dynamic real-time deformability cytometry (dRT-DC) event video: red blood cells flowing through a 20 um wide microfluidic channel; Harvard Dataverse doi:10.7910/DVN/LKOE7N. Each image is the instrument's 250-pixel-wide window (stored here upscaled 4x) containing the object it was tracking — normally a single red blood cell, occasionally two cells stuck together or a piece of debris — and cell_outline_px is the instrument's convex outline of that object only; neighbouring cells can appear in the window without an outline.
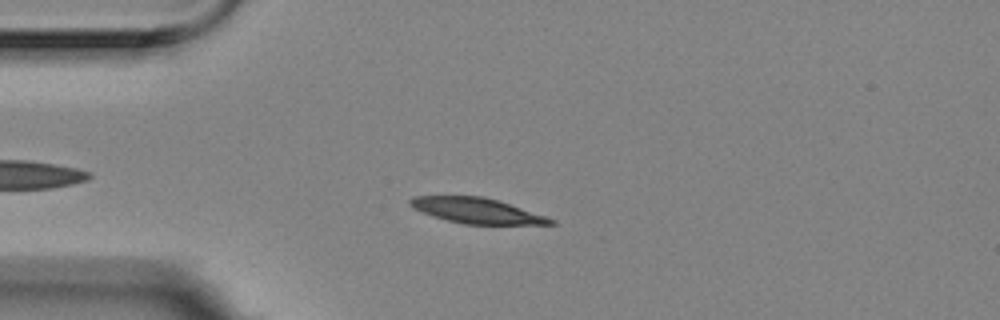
{"species": "Egyptian fruit bat (a non-hibernating species)", "species_latin": "Rousettus aegyptiacus", "temperature_condition": "room temperature", "stored_images_in_passage": 8, "camera_frame_rate_fps": 3000, "um_per_image_px": 0.085, "animal": {"sex": "female"}, "frame": {"image": 1, "passage_image": 4, "time_ms": 1.0, "image_size_px": [1000, 320], "cell_outline_px": [[556, 224], [464, 224], [432, 216], [412, 208], [408, 204], [408, 200], [412, 196], [484, 196], [556, 220]], "centroid_in_image_um": [40.44, 17.9], "position_along_channel_um": 44.6, "area_um2": 20.46}}
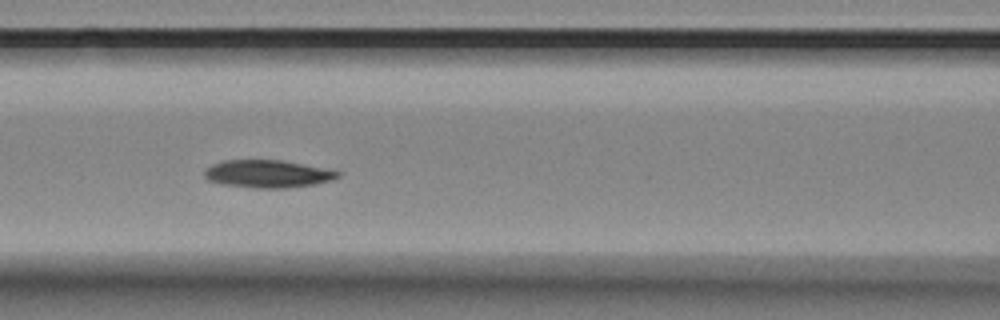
{"frame": {"image": 2, "passage_image": 7, "time_ms": 2.0, "image_size_px": [1000, 320], "cell_outline_px": [[344, 172], [340, 176], [332, 180], [316, 184], [284, 188], [256, 188], [224, 184], [208, 180], [204, 176], [204, 168], [212, 164], [224, 160], [284, 160]], "centroid_in_image_um": [22.77, 14.77], "position_along_channel_um": 143.8, "area_um2": 21.62}}
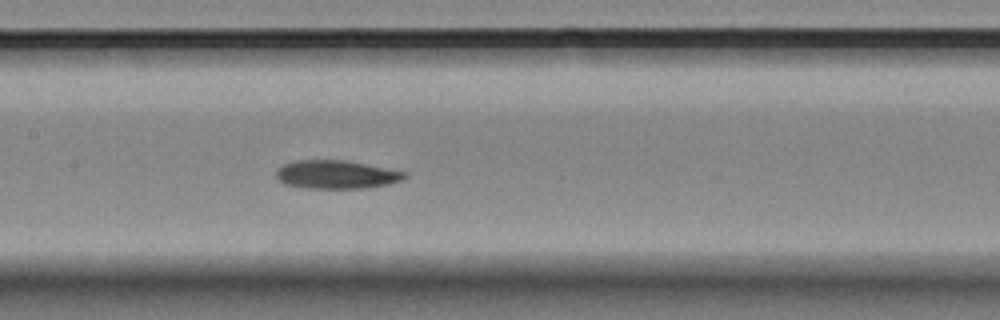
{"frame": {"image": 3, "passage_image": 8, "time_ms": 2.333, "image_size_px": [1000, 320], "cell_outline_px": [[408, 176], [404, 180], [388, 184], [368, 188], [308, 188], [284, 184], [276, 180], [276, 172], [284, 164], [296, 160], [344, 160], [408, 172]], "centroid_in_image_um": [28.61, 14.84], "position_along_channel_um": 178.8, "area_um2": 21.33}}